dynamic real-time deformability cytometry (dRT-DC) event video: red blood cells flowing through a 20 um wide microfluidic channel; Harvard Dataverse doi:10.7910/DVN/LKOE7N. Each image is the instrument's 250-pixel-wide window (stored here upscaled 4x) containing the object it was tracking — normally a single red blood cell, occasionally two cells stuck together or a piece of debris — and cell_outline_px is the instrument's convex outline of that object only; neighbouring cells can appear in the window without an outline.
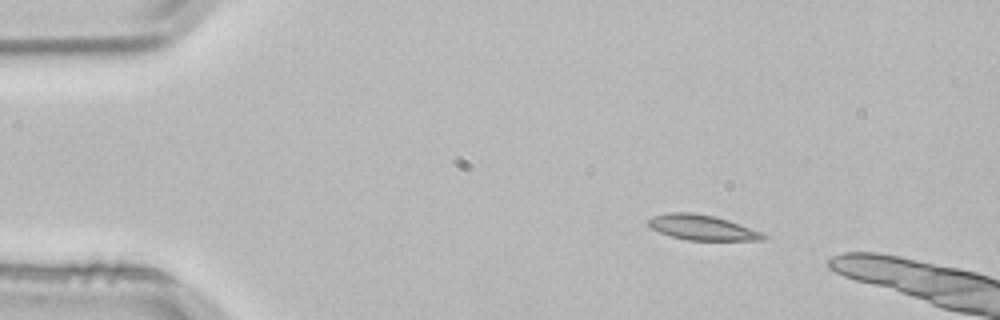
{"species": "common noctule bat (a hibernating species)", "species_latin": "Nyctalus noctula", "temperature_condition": "room temperature", "stored_images_in_passage": 3, "camera_frame_rate_fps": 3000, "um_per_image_px": 0.085, "animal": {"sex": "male", "body_mass_g": 21.5, "forearm_length_mm": 52.0}, "frame": {"image": 1, "passage_image": 1, "time_ms": 0.0, "image_size_px": [1000, 320], "cell_outline_px": [[768, 236], [764, 240], [688, 240], [672, 236], [660, 232], [652, 228], [648, 224], [648, 220], [656, 216], [668, 212], [692, 212], [716, 216], [728, 220], [760, 232]], "centroid_in_image_um": [59.69, 19.33], "position_along_channel_um": 25.3, "area_um2": 16.59}}